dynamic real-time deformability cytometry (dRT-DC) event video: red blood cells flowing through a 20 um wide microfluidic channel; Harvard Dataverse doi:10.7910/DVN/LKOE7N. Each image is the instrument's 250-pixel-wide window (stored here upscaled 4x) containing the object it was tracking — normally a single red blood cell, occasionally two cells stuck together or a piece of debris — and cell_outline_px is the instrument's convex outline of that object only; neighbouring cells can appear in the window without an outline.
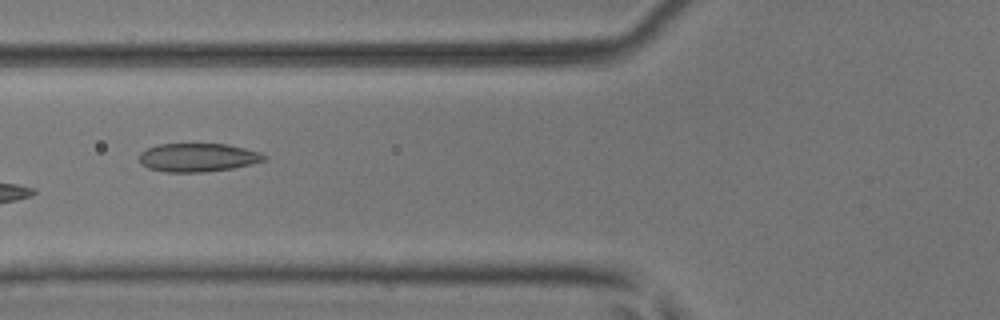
{"species": "common noctule bat (a hibernating species)", "species_latin": "Nyctalus noctula", "temperature_condition": "room temperature", "stored_images_in_passage": 7, "camera_frame_rate_fps": 3000, "um_per_image_px": 0.085, "animal": {"sex": "male", "body_mass_g": 17.9, "forearm_length_mm": 54.2}, "frame": {"image": 1, "passage_image": 6, "time_ms": 1.667, "image_size_px": [1000, 320], "cell_outline_px": [[268, 156], [264, 160], [252, 164], [232, 168], [204, 172], [168, 172], [148, 168], [140, 164], [140, 152], [148, 148], [160, 144], [228, 144], [260, 152]], "centroid_in_image_um": [16.83, 13.39], "position_along_channel_um": 109.0, "area_um2": 20.69}}
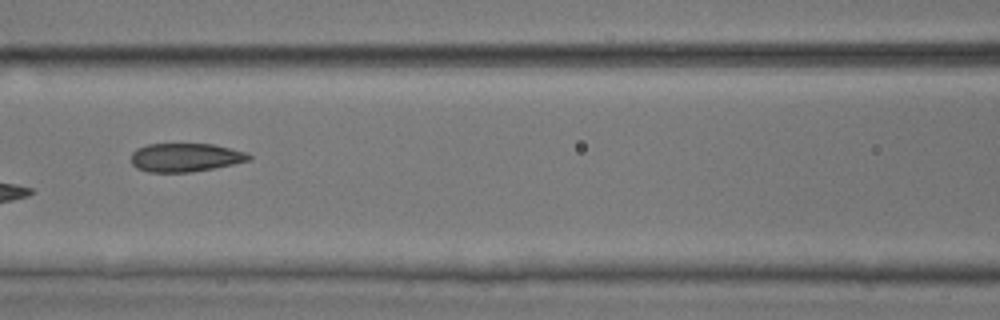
{"frame": {"image": 2, "passage_image": 7, "time_ms": 2.0, "image_size_px": [1000, 320], "cell_outline_px": [[252, 160], [192, 172], [148, 172], [136, 168], [132, 164], [132, 152], [136, 148], [148, 144], [212, 144], [248, 152], [252, 156]], "centroid_in_image_um": [15.76, 13.38], "position_along_channel_um": 150.8, "area_um2": 19.65}}